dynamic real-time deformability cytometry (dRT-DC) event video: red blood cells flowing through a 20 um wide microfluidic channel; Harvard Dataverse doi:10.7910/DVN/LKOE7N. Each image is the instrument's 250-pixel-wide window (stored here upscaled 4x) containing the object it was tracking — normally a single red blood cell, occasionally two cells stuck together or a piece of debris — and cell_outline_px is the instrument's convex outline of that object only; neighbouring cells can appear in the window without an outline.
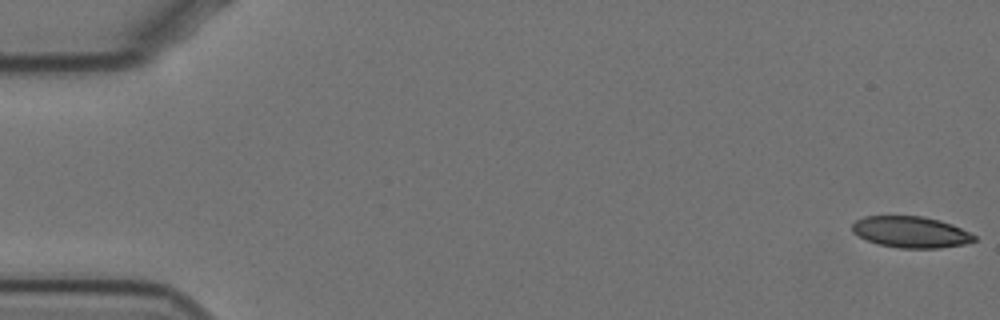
{"species": "Egyptian fruit bat (a non-hibernating species)", "species_latin": "Rousettus aegyptiacus", "temperature_condition": "cold", "stored_images_in_passage": 58, "camera_frame_rate_fps": 3000, "um_per_image_px": 0.085, "animal": {"sex": "female"}, "frame": {"image": 1, "passage_image": 1, "time_ms": 0.0, "image_size_px": [1000, 320], "cell_outline_px": [[976, 240], [964, 244], [940, 248], [900, 248], [876, 244], [852, 232], [852, 224], [856, 220], [864, 216], [924, 216], [940, 220], [952, 224], [976, 236]], "centroid_in_image_um": [77.41, 19.72], "position_along_channel_um": 7.6, "area_um2": 22.25}}
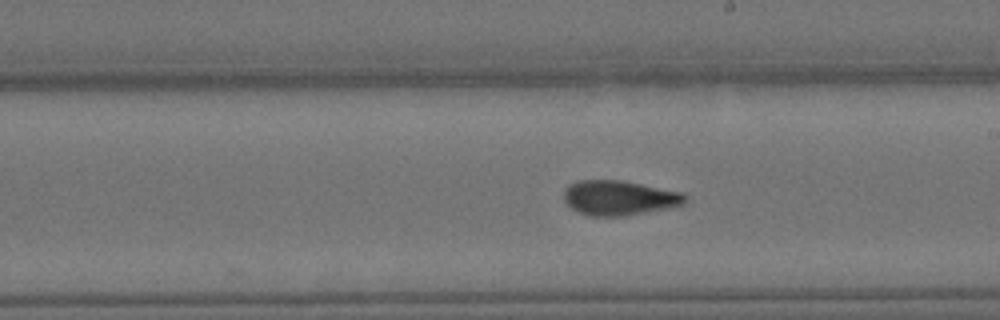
{"frame": {"image": 2, "passage_image": 33, "time_ms": 10.667, "image_size_px": [1000, 320], "cell_outline_px": [[688, 200], [684, 204], [672, 208], [624, 216], [588, 216], [572, 208], [564, 200], [564, 188], [568, 184], [580, 180], [620, 180], [680, 192]], "centroid_in_image_um": [52.62, 16.83], "position_along_channel_um": 236.4, "area_um2": 24.57}}
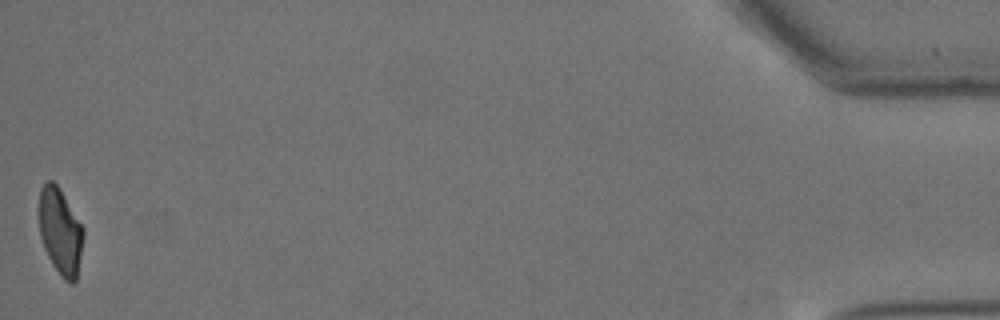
{"frame": {"image": 3, "passage_image": 58, "time_ms": 19.0, "image_size_px": [1000, 320], "cell_outline_px": [[84, 236], [76, 280], [72, 284], [64, 280], [52, 264], [44, 248], [40, 236], [40, 188], [48, 180], [52, 180], [60, 188], [84, 228]], "centroid_in_image_um": [5.14, 19.67], "position_along_channel_um": 430.1, "area_um2": 22.2}, "authors_computed_cell_mechanics": {"area_um2": 24.1315, "velocity_mm_per_s": 3.4731, "shape_relaxation_time_tau1_ms": 10.7566, "shape_relaxation_time_tau2_ms": 1.9059, "deformation_change_tau1": 0.2282, "deformation_change_tau2": 0.0887}}